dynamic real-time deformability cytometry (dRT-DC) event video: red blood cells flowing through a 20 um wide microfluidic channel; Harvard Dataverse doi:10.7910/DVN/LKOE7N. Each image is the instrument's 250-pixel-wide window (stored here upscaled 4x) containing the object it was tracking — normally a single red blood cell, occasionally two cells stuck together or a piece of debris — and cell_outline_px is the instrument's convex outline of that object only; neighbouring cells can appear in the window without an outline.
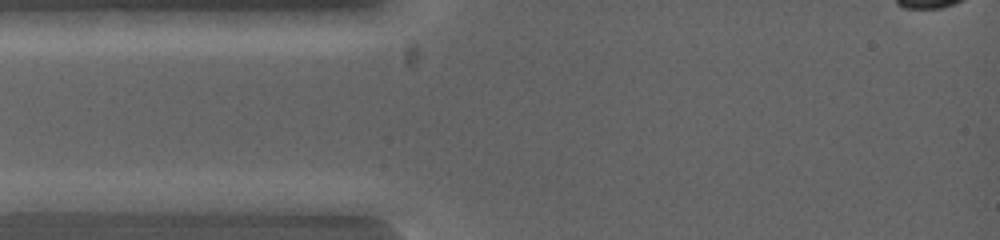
{"species": "common noctule bat (a hibernating species)", "species_latin": "Nyctalus noctula", "temperature_condition": "warm", "stored_images_in_passage": 2, "camera_frame_rate_fps": 5000, "um_per_image_px": 0.085, "animal": {"sex": "female", "body_mass_g": 19.0, "forearm_length_mm": 53.3}, "frame": {"image": 1, "passage_image": 1, "time_ms": 0.0, "image_size_px": [1000, 240], "cell_outline_px": [[128, 200], [112, 212], [20, 212], [12, 200], [16, 192], [76, 192]], "centroid_in_image_um": [5.52, 17.2], "position_along_channel_um": 79.5, "area_um2": 14.1}}